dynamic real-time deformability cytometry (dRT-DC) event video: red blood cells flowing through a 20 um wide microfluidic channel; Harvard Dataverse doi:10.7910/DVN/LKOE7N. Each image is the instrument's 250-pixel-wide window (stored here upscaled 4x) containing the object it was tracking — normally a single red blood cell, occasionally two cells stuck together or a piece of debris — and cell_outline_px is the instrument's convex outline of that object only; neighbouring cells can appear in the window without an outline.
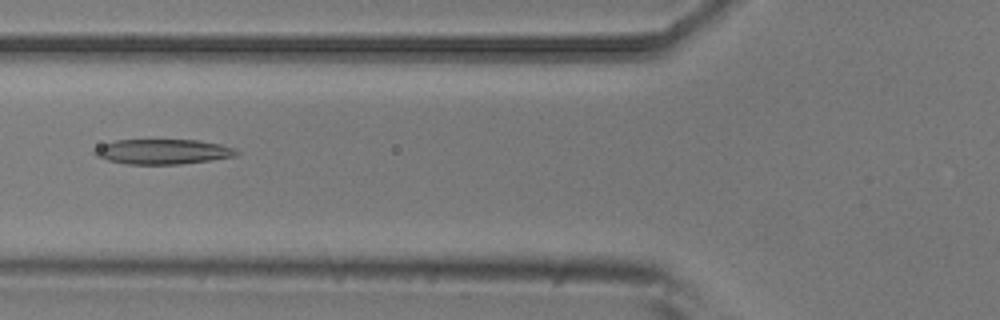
{"species": "common noctule bat (a hibernating species)", "species_latin": "Nyctalus noctula", "temperature_condition": "room temperature", "stored_images_in_passage": 34, "camera_frame_rate_fps": 3000, "um_per_image_px": 0.085, "animal": {"sex": "male", "body_mass_g": 20.5, "forearm_length_mm": 52.5}, "frame": {"image": 1, "passage_image": 4, "time_ms": 1.0, "image_size_px": [1000, 320], "cell_outline_px": [[240, 152], [236, 156], [212, 160], [180, 164], [124, 164], [108, 160], [96, 156], [92, 152], [96, 148], [104, 144], [116, 140], [200, 140], [220, 144], [232, 148]], "centroid_in_image_um": [13.85, 12.89], "position_along_channel_um": 112.0, "area_um2": 20.63}}
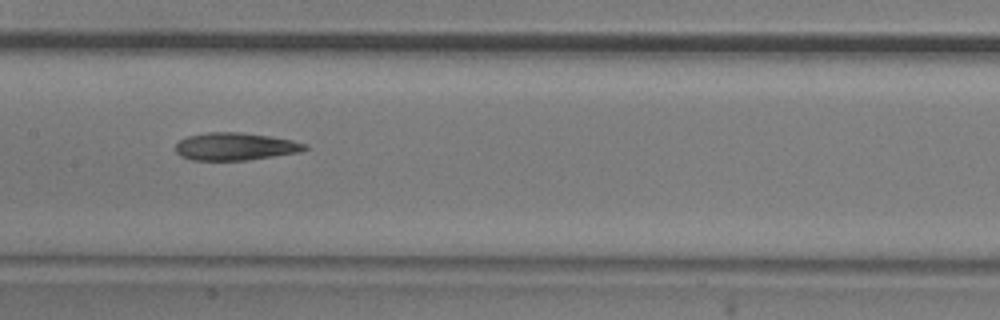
{"frame": {"image": 2, "passage_image": 10, "time_ms": 3.0, "image_size_px": [1000, 320], "cell_outline_px": [[308, 148], [300, 152], [248, 160], [192, 160], [180, 156], [176, 152], [176, 144], [180, 140], [188, 136], [208, 132], [240, 132], [268, 136], [292, 140], [308, 144]], "centroid_in_image_um": [20.0, 12.45], "position_along_channel_um": 187.4, "area_um2": 20.75}}
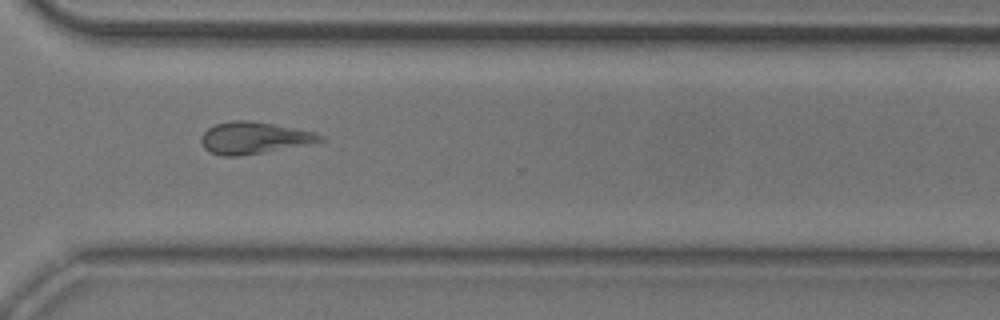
{"frame": {"image": 3, "passage_image": 23, "time_ms": 7.333, "image_size_px": [1000, 320], "cell_outline_px": [[324, 140], [308, 144], [264, 152], [236, 156], [220, 156], [204, 148], [200, 140], [200, 136], [208, 128], [216, 124], [232, 120], [248, 120], [272, 124], [316, 132], [324, 136]], "centroid_in_image_um": [21.57, 11.72], "position_along_channel_um": 349.0, "area_um2": 21.91}}